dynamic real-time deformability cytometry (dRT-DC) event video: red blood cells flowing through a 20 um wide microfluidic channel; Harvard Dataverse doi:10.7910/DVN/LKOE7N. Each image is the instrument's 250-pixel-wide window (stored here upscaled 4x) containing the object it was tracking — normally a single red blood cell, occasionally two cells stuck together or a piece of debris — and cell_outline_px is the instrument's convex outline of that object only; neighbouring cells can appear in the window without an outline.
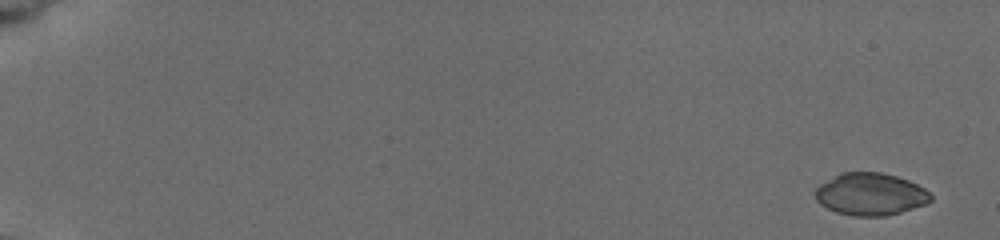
{"species": "common noctule bat (a hibernating species)", "species_latin": "Nyctalus noctula", "temperature_condition": "cold", "stored_images_in_passage": 7, "camera_frame_rate_fps": 3000, "um_per_image_px": 0.085, "animal": {"sex": "female", "body_mass_g": 19.5, "forearm_length_mm": 54.1}, "frame": {"image": 1, "passage_image": 1, "time_ms": 0.0, "image_size_px": [1000, 240], "cell_outline_px": [[932, 200], [924, 204], [900, 212], [884, 216], [852, 216], [836, 212], [820, 204], [816, 200], [812, 192], [820, 184], [840, 172], [880, 172], [896, 176], [908, 180], [924, 188], [932, 196]], "centroid_in_image_um": [73.94, 16.5], "position_along_channel_um": 11.1, "area_um2": 28.5}}